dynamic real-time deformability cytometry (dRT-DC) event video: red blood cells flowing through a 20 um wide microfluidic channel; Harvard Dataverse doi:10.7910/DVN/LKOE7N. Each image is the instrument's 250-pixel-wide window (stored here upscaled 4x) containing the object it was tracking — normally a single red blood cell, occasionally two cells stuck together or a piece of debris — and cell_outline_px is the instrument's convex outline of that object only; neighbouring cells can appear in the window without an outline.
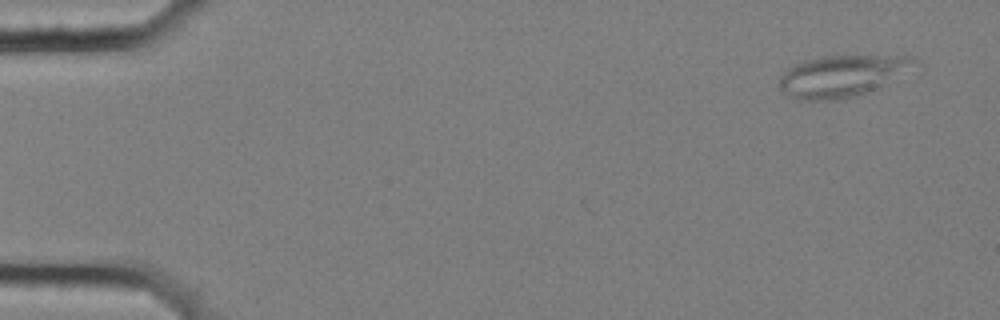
{"species": "common noctule bat (a hibernating species)", "species_latin": "Nyctalus noctula", "temperature_condition": "cold", "stored_images_in_passage": 4, "camera_frame_rate_fps": 3000, "um_per_image_px": 0.085, "animal": {"sex": "female", "body_mass_g": 25.1}, "frame": {"image": 1, "passage_image": 1, "time_ms": 0.0, "image_size_px": [1000, 320], "cell_outline_px": [[908, 60], [884, 84], [856, 96], [836, 100], [800, 100], [792, 96], [780, 88], [780, 80], [788, 68], [804, 60], [824, 56], [908, 56]], "centroid_in_image_um": [71.31, 6.48], "position_along_channel_um": 13.7, "area_um2": 30.46}}